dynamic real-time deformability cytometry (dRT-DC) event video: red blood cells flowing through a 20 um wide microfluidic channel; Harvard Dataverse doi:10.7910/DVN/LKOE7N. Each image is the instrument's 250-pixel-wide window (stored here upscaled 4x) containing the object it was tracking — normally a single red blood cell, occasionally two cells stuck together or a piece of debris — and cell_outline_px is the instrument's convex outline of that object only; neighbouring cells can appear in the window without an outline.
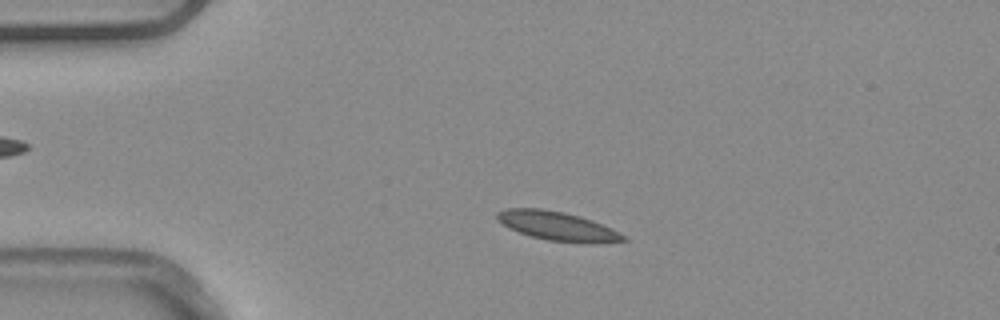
{"species": "common noctule bat (a hibernating species)", "species_latin": "Nyctalus noctula", "temperature_condition": "warm", "stored_images_in_passage": 51, "camera_frame_rate_fps": 3000, "um_per_image_px": 0.085, "animal": {"sex": "male", "body_mass_g": 20.4}, "frame": {"image": 1, "passage_image": 10, "time_ms": 3.0, "image_size_px": [1000, 320], "cell_outline_px": [[628, 240], [604, 244], [592, 244], [548, 240], [532, 236], [508, 228], [496, 216], [496, 212], [504, 208], [540, 208], [564, 212], [580, 216], [592, 220], [628, 236]], "centroid_in_image_um": [47.45, 19.23], "position_along_channel_um": 37.5, "area_um2": 21.44}}
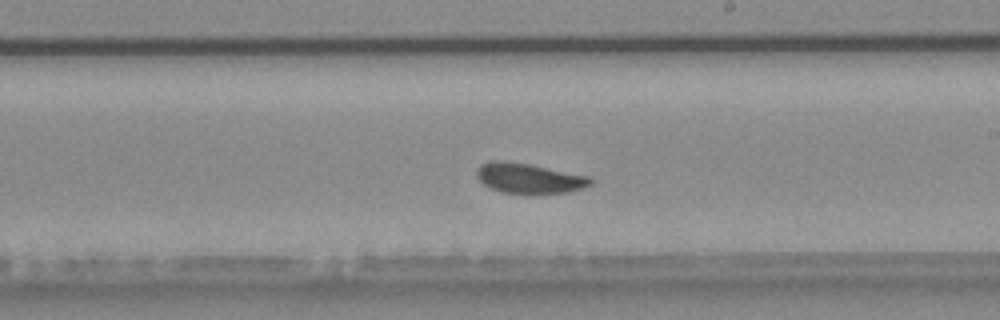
{"frame": {"image": 2, "passage_image": 29, "time_ms": 9.333, "image_size_px": [1000, 320], "cell_outline_px": [[592, 184], [584, 188], [568, 192], [500, 192], [488, 188], [476, 176], [476, 168], [480, 164], [488, 160], [504, 160], [532, 164], [588, 176], [592, 180]], "centroid_in_image_um": [44.91, 15.11], "position_along_channel_um": 244.1, "area_um2": 19.94}}
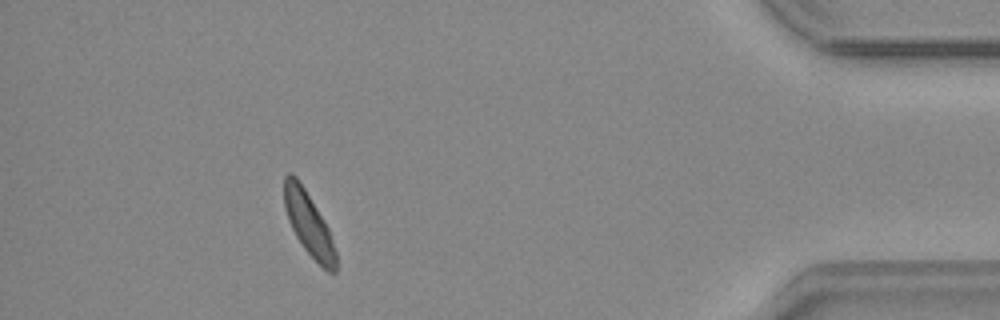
{"frame": {"image": 3, "passage_image": 46, "time_ms": 15.0, "image_size_px": [1000, 320], "cell_outline_px": [[336, 272], [328, 272], [304, 248], [296, 236], [288, 220], [284, 208], [284, 176], [288, 172], [292, 172], [296, 176], [304, 188], [328, 228], [336, 252]], "centroid_in_image_um": [26.21, 19.0], "position_along_channel_um": 409.0, "area_um2": 18.67}, "authors_computed_cell_mechanics": {"area_um2": 19.8254, "velocity_mm_per_s": 3.8392, "shape_relaxation_time_tau1_ms": 3.3116, "shape_relaxation_time_tau2_ms": null, "deformation_change_tau1": 0.1032, "deformation_change_tau2": null}}